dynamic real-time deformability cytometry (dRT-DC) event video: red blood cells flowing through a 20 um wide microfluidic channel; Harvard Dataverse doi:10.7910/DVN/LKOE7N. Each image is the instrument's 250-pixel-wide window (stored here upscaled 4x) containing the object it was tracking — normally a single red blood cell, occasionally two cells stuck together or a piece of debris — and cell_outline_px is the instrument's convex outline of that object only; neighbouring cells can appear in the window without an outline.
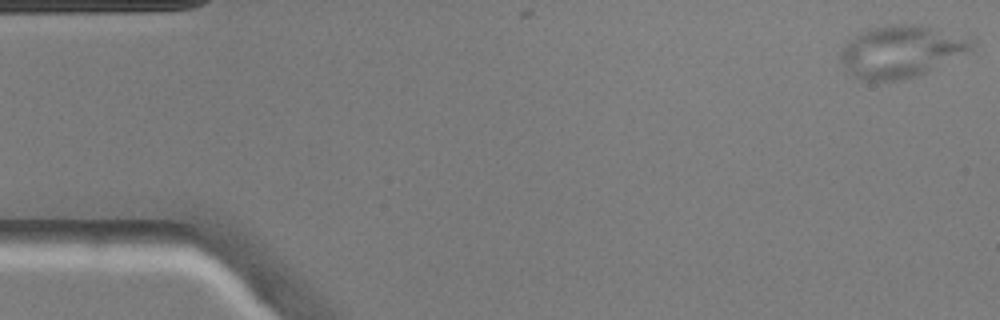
{"species": "common noctule bat (a hibernating species)", "species_latin": "Nyctalus noctula", "temperature_condition": "warm", "stored_images_in_passage": 13, "camera_frame_rate_fps": 3000, "um_per_image_px": 0.085, "animal": {"sex": "male", "body_mass_g": 20.5, "forearm_length_mm": 52.5}, "frame": {"image": 1, "passage_image": 1, "time_ms": 0.0, "image_size_px": [1000, 320], "cell_outline_px": [[972, 48], [916, 76], [896, 80], [868, 80], [856, 76], [840, 60], [840, 52], [860, 32], [872, 28], [892, 24], [920, 24], [972, 40]], "centroid_in_image_um": [76.55, 4.35], "position_along_channel_um": 8.5, "area_um2": 37.86}}